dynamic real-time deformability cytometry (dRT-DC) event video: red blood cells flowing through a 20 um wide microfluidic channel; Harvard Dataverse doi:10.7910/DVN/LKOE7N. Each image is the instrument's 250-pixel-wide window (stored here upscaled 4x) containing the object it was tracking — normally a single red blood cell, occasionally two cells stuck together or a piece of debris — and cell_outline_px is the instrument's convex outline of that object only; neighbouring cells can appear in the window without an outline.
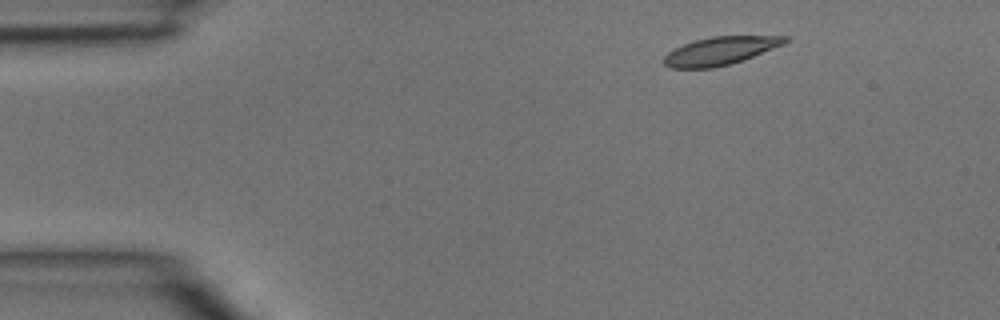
{"species": "common noctule bat (a hibernating species)", "species_latin": "Nyctalus noctula", "temperature_condition": "room temperature", "stored_images_in_passage": 2, "camera_frame_rate_fps": 3000, "um_per_image_px": 0.085, "animal": {"sex": "male", "body_mass_g": 15.6}, "frame": {"image": 1, "passage_image": 2, "time_ms": 0.333, "image_size_px": [1000, 320], "cell_outline_px": [[788, 40], [784, 44], [744, 60], [732, 64], [712, 68], [668, 68], [664, 64], [664, 56], [668, 52], [684, 44], [696, 40], [712, 36], [788, 36]], "centroid_in_image_um": [61.23, 4.33], "position_along_channel_um": 23.8, "area_um2": 19.77}}